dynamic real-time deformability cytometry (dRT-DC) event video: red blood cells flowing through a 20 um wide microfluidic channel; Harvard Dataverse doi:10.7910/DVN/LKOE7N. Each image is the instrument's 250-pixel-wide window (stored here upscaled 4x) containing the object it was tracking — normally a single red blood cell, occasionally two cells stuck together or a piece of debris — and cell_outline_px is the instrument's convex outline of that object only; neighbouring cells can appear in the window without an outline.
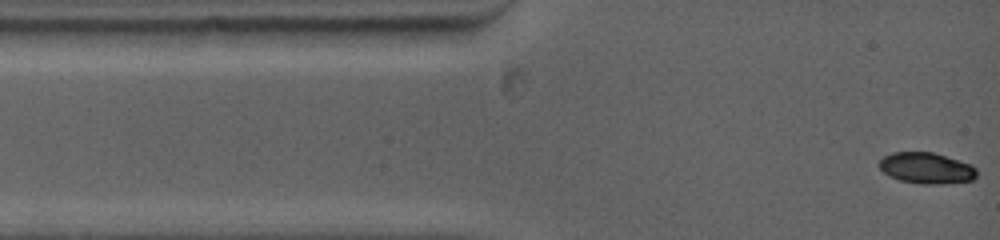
{"species": "common noctule bat (a hibernating species)", "species_latin": "Nyctalus noctula", "temperature_condition": "warm", "stored_images_in_passage": 38, "camera_frame_rate_fps": 5000, "um_per_image_px": 0.085, "animal": {"sex": "female", "body_mass_g": 19.0, "forearm_length_mm": 53.3}, "frame": {"image": 1, "passage_image": 1, "time_ms": 0.0, "image_size_px": [1000, 240], "cell_outline_px": [[976, 176], [972, 180], [944, 184], [920, 184], [900, 180], [888, 176], [876, 164], [884, 156], [892, 152], [932, 152], [972, 164], [976, 168]], "centroid_in_image_um": [78.73, 14.29], "position_along_channel_um": 6.3, "area_um2": 17.8}}
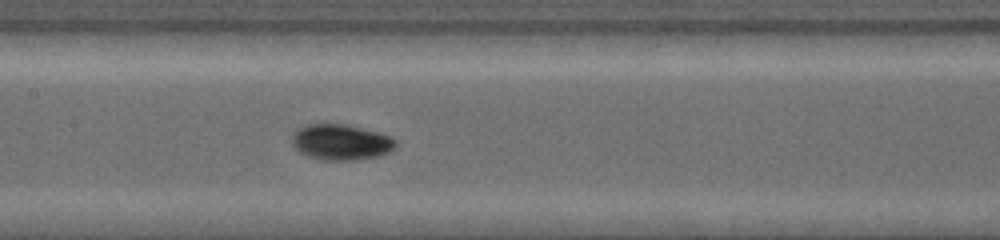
{"frame": {"image": 2, "passage_image": 16, "time_ms": 5.6, "image_size_px": [1000, 240], "cell_outline_px": [[396, 148], [388, 152], [376, 156], [356, 160], [324, 160], [308, 156], [300, 152], [292, 144], [292, 136], [304, 124], [344, 124], [392, 136], [396, 140]], "centroid_in_image_um": [28.99, 12.08], "position_along_channel_um": 178.4, "area_um2": 21.39}}
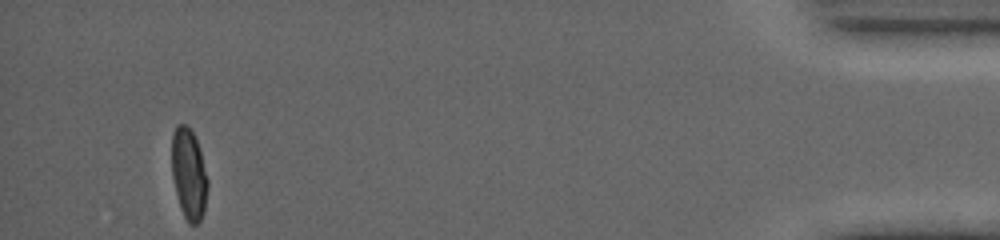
{"frame": {"image": 3, "passage_image": 38, "time_ms": 14.4, "image_size_px": [1000, 240], "cell_outline_px": [[208, 188], [204, 212], [200, 220], [196, 224], [188, 224], [180, 208], [172, 176], [172, 132], [176, 124], [184, 124], [192, 132], [196, 140], [200, 152], [208, 180]], "centroid_in_image_um": [16.04, 14.81], "position_along_channel_um": 419.2, "area_um2": 18.96}, "authors_computed_cell_mechanics": {"area_um2": 19.8254, "velocity_mm_per_s": 3.9373, "shape_relaxation_time_tau1_ms": 3.4546, "shape_relaxation_time_tau2_ms": null, "deformation_change_tau1": 0.1649, "deformation_change_tau2": null}}